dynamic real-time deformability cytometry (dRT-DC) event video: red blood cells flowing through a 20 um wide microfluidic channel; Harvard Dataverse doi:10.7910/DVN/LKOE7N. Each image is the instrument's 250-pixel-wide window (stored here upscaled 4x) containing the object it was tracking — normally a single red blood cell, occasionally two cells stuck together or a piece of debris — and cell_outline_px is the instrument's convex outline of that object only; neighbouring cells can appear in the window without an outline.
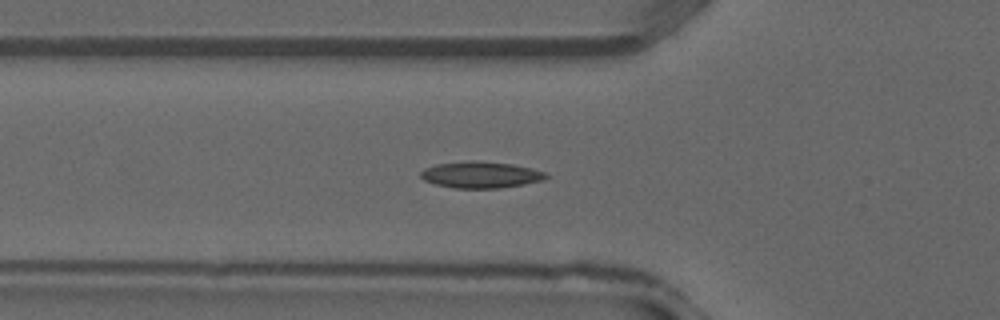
{"species": "common noctule bat (a hibernating species)", "species_latin": "Nyctalus noctula", "temperature_condition": "warm", "stored_images_in_passage": 36, "camera_frame_rate_fps": 3000, "um_per_image_px": 0.085, "animal": {"sex": "male", "forearm_length_mm": 52.5}, "frame": {"image": 1, "passage_image": 11, "time_ms": 3.333, "image_size_px": [1000, 320], "cell_outline_px": [[548, 176], [544, 180], [524, 184], [500, 188], [456, 188], [436, 184], [424, 180], [420, 176], [420, 172], [424, 168], [436, 164], [468, 160], [476, 160], [512, 164], [532, 168], [544, 172]], "centroid_in_image_um": [40.85, 14.84], "position_along_channel_um": 84.9, "area_um2": 19.36}}
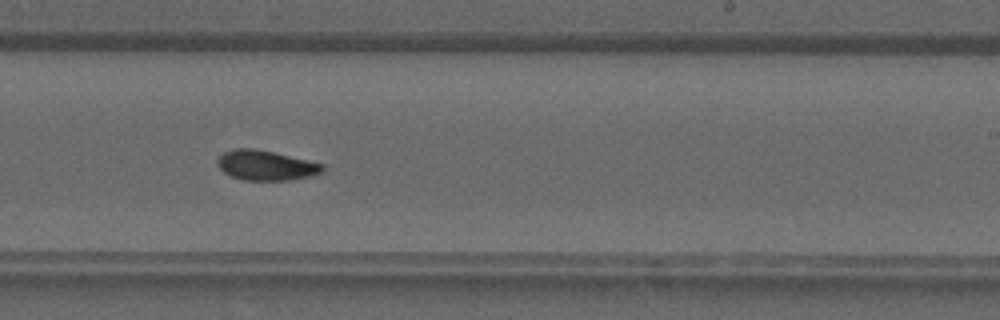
{"frame": {"image": 2, "passage_image": 21, "time_ms": 6.667, "image_size_px": [1000, 320], "cell_outline_px": [[324, 168], [320, 172], [308, 176], [292, 180], [244, 180], [232, 176], [224, 172], [216, 164], [216, 160], [224, 152], [232, 148], [252, 148], [272, 152], [308, 160], [324, 164]], "centroid_in_image_um": [22.56, 14.05], "position_along_channel_um": 266.4, "area_um2": 18.15}}
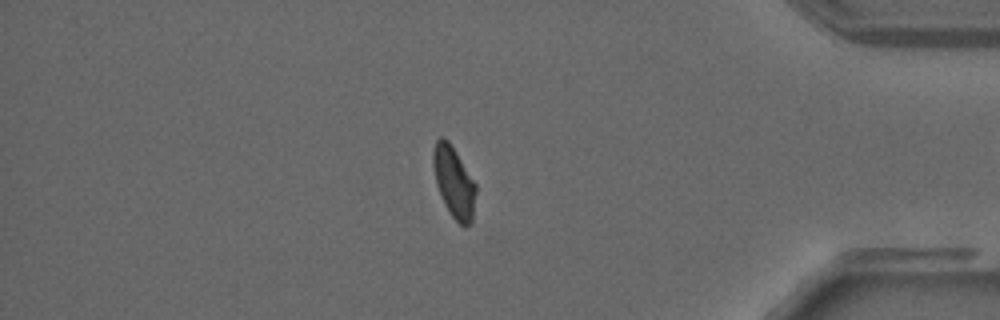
{"frame": {"image": 3, "passage_image": 30, "time_ms": 9.667, "image_size_px": [1000, 320], "cell_outline_px": [[476, 192], [472, 220], [464, 228], [452, 216], [444, 204], [436, 184], [432, 164], [432, 152], [436, 140], [440, 136], [444, 136], [448, 140], [456, 152], [476, 184]], "centroid_in_image_um": [38.56, 15.45], "position_along_channel_um": 396.6, "area_um2": 17.69}}